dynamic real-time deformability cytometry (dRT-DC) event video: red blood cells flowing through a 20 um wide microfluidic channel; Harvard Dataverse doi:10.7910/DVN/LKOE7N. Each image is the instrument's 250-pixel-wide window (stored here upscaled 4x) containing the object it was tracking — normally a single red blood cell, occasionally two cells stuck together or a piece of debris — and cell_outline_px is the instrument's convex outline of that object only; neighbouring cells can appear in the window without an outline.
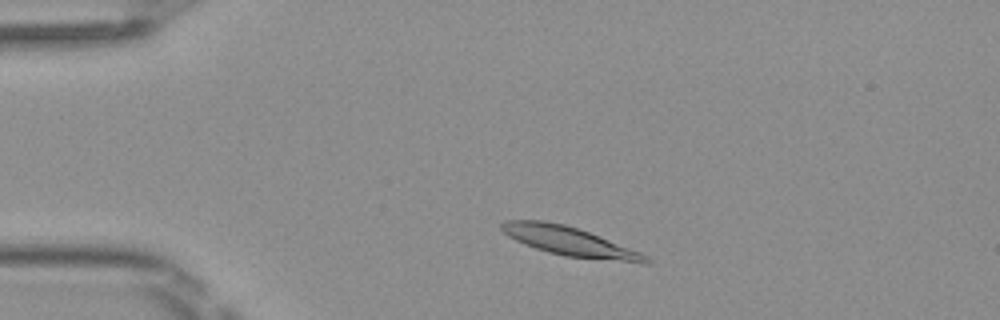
{"species": "Egyptian fruit bat (a non-hibernating species)", "species_latin": "Rousettus aegyptiacus", "temperature_condition": "room temperature", "stored_images_in_passage": 44, "camera_frame_rate_fps": 3000, "um_per_image_px": 0.085, "frame": {"image": 1, "passage_image": 5, "time_ms": 1.333, "image_size_px": [1000, 320], "cell_outline_px": [[652, 260], [648, 264], [644, 264], [564, 256], [548, 252], [524, 244], [508, 236], [500, 228], [500, 224], [504, 220], [544, 220], [564, 224], [588, 232], [640, 252], [648, 256]], "centroid_in_image_um": [48.42, 20.53], "position_along_channel_um": 36.6, "area_um2": 24.33}}
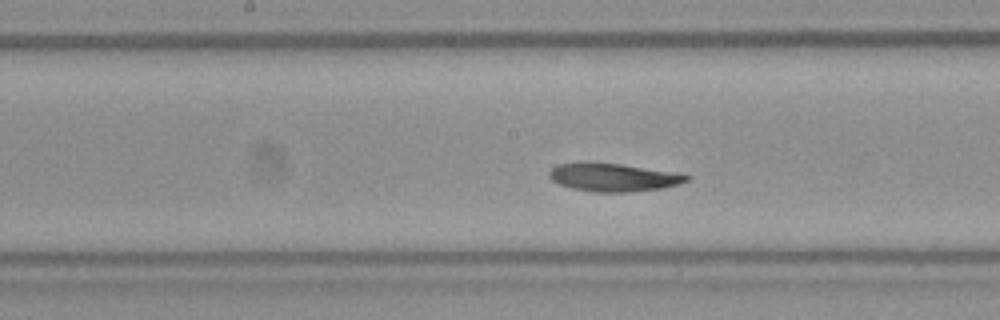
{"frame": {"image": 2, "passage_image": 20, "time_ms": 6.333, "image_size_px": [1000, 320], "cell_outline_px": [[688, 180], [676, 184], [660, 188], [628, 192], [596, 192], [572, 188], [560, 184], [552, 180], [548, 176], [548, 172], [552, 168], [560, 164], [584, 160], [588, 160], [620, 164], [680, 172], [688, 176]], "centroid_in_image_um": [52.08, 15.04], "position_along_channel_um": 196.1, "area_um2": 22.77}}
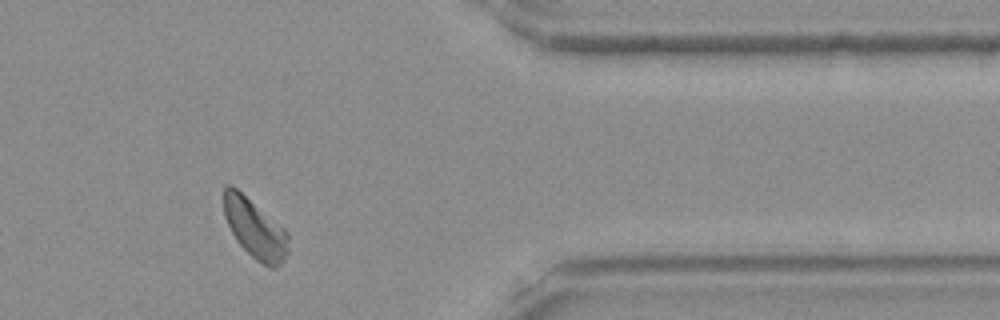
{"frame": {"image": 3, "passage_image": 36, "time_ms": 11.667, "image_size_px": [1000, 320], "cell_outline_px": [[288, 252], [284, 260], [276, 268], [268, 268], [256, 260], [236, 240], [224, 216], [224, 188], [228, 184], [232, 184], [284, 228], [288, 232]], "centroid_in_image_um": [21.68, 19.44], "position_along_channel_um": 389.7, "area_um2": 22.2}, "authors_computed_cell_mechanics": {"area_um2": 22.5998, "velocity_mm_per_s": 4.0086, "shape_relaxation_time_tau1_ms": null, "shape_relaxation_time_tau2_ms": 2.9236, "deformation_change_tau1": null, "deformation_change_tau2": 0.0736}}